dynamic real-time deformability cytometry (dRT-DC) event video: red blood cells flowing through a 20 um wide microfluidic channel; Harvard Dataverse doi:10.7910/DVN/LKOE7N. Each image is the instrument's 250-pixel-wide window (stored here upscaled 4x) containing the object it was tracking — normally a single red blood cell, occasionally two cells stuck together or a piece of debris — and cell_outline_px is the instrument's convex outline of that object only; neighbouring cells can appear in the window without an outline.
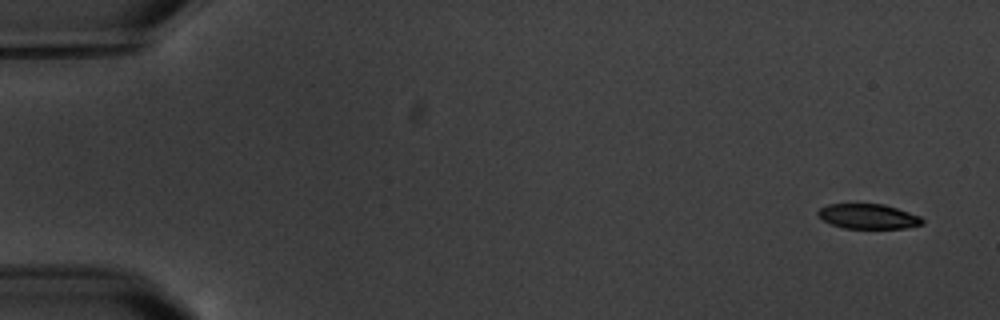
{"species": "common noctule bat (a hibernating species)", "species_latin": "Nyctalus noctula", "temperature_condition": "warm", "stored_images_in_passage": 5, "camera_frame_rate_fps": 3000, "um_per_image_px": 0.085, "animal": {"sex": "male", "body_mass_g": 20.1, "forearm_length_mm": 53.5}, "frame": {"image": 1, "passage_image": 1, "time_ms": 0.0, "image_size_px": [1000, 320], "cell_outline_px": [[924, 224], [904, 228], [844, 228], [832, 224], [824, 220], [816, 212], [820, 208], [828, 204], [884, 204], [920, 216], [924, 220]], "centroid_in_image_um": [73.81, 18.39], "position_along_channel_um": 11.2, "area_um2": 14.97}}
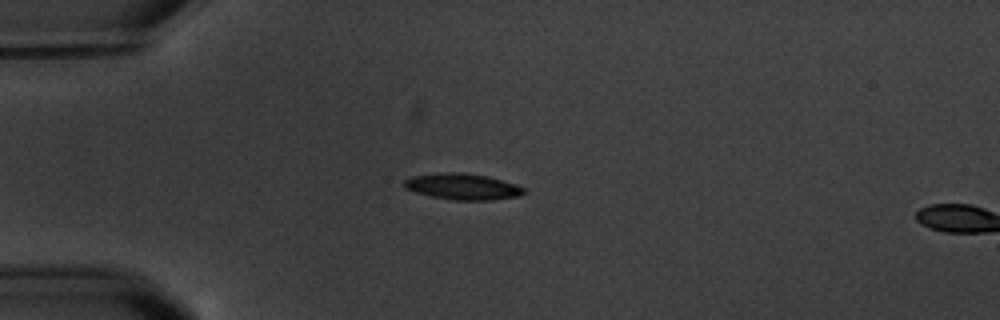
{"frame": {"image": 2, "passage_image": 4, "time_ms": 4.333, "image_size_px": [1000, 320], "cell_outline_px": [[524, 192], [520, 196], [492, 200], [456, 200], [432, 196], [416, 192], [404, 188], [404, 180], [412, 176], [448, 172], [452, 172], [488, 176], [516, 184], [524, 188]], "centroid_in_image_um": [39.34, 15.86], "position_along_channel_um": 45.7, "area_um2": 17.98}}